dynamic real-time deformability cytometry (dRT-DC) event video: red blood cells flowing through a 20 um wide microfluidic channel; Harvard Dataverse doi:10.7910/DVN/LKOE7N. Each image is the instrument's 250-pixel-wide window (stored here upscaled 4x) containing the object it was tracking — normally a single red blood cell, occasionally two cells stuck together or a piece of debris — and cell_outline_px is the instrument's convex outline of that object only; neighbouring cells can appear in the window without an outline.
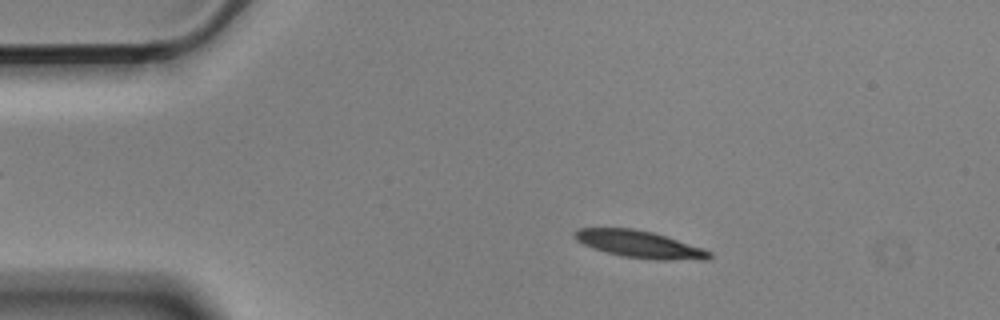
{"species": "Egyptian fruit bat (a non-hibernating species)", "species_latin": "Rousettus aegyptiacus", "temperature_condition": "cold", "stored_images_in_passage": 56, "camera_frame_rate_fps": 3000, "um_per_image_px": 0.085, "animal": {"sex": "male"}, "frame": {"image": 1, "passage_image": 10, "time_ms": 3.0, "image_size_px": [1000, 320], "cell_outline_px": [[712, 256], [708, 260], [656, 260], [620, 256], [592, 248], [576, 240], [572, 236], [572, 232], [580, 228], [632, 228], [652, 232], [704, 248], [712, 252]], "centroid_in_image_um": [54.37, 20.77], "position_along_channel_um": 30.6, "area_um2": 21.5}}
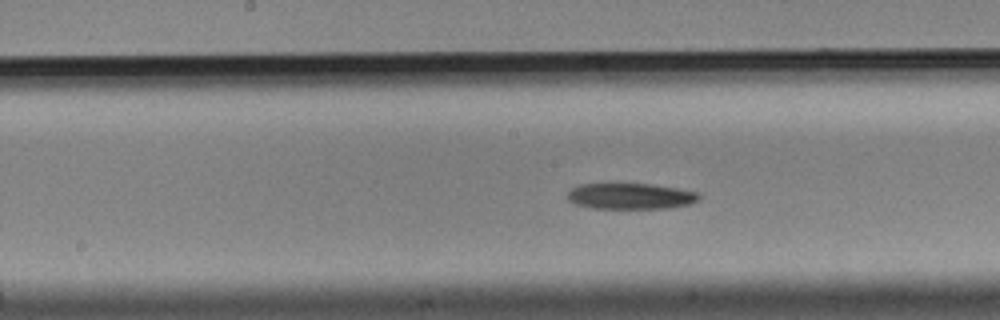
{"frame": {"image": 2, "passage_image": 28, "time_ms": 9.0, "image_size_px": [1000, 320], "cell_outline_px": [[700, 200], [688, 204], [668, 208], [592, 208], [576, 204], [568, 200], [568, 192], [576, 184], [648, 184], [676, 188], [696, 192], [700, 196]], "centroid_in_image_um": [53.57, 16.67], "position_along_channel_um": 194.6, "area_um2": 19.71}}
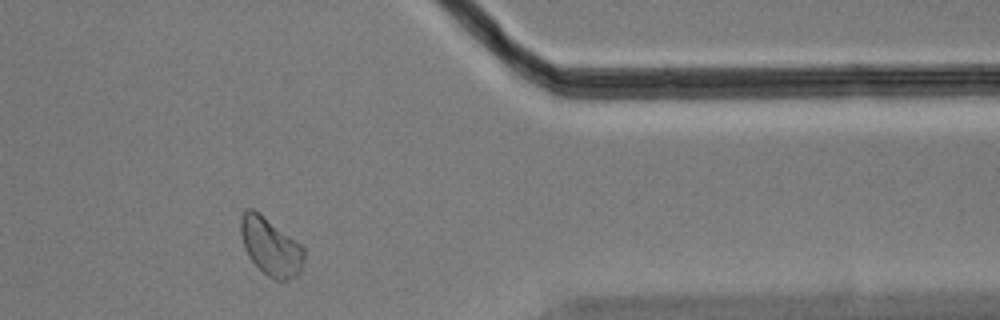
{"frame": {"image": 3, "passage_image": 46, "time_ms": 15.0, "image_size_px": [1000, 320], "cell_outline_px": [[304, 260], [300, 272], [296, 276], [288, 280], [276, 280], [268, 276], [248, 256], [244, 248], [240, 232], [240, 216], [244, 208], [252, 208], [260, 212], [300, 244], [304, 248]], "centroid_in_image_um": [22.98, 20.93], "position_along_channel_um": 388.4, "area_um2": 21.39}, "authors_computed_cell_mechanics": {"area_um2": 21.1548, "velocity_mm_per_s": 3.5407, "shape_relaxation_time_tau1_ms": 4.3664, "shape_relaxation_time_tau2_ms": null, "deformation_change_tau1": 0.1071, "deformation_change_tau2": null}}